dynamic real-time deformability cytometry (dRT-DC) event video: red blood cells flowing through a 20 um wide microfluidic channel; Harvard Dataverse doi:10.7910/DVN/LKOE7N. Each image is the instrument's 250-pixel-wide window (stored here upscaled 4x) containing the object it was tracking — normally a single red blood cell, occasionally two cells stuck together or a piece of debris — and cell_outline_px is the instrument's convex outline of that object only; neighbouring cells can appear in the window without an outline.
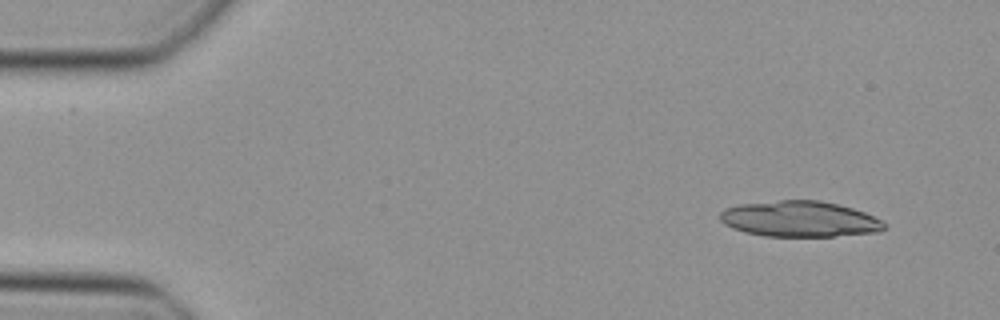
{"species": "Egyptian fruit bat (a non-hibernating species)", "species_latin": "Rousettus aegyptiacus", "temperature_condition": "cold", "stored_images_in_passage": 32, "segment_of_instrument_passage": [1, 2], "camera_frame_rate_fps": 3000, "um_per_image_px": 0.085, "animal": {"sex": "female"}, "frame": {"image": 1, "passage_image": 1, "time_ms": 0.0, "image_size_px": [1000, 320], "cell_outline_px": [[884, 228], [880, 232], [832, 236], [764, 236], [744, 232], [732, 228], [724, 224], [720, 220], [720, 212], [724, 208], [740, 204], [780, 200], [820, 200], [852, 208], [864, 212], [880, 220], [884, 224]], "centroid_in_image_um": [67.92, 18.61], "position_along_channel_um": 17.1, "area_um2": 34.16}}